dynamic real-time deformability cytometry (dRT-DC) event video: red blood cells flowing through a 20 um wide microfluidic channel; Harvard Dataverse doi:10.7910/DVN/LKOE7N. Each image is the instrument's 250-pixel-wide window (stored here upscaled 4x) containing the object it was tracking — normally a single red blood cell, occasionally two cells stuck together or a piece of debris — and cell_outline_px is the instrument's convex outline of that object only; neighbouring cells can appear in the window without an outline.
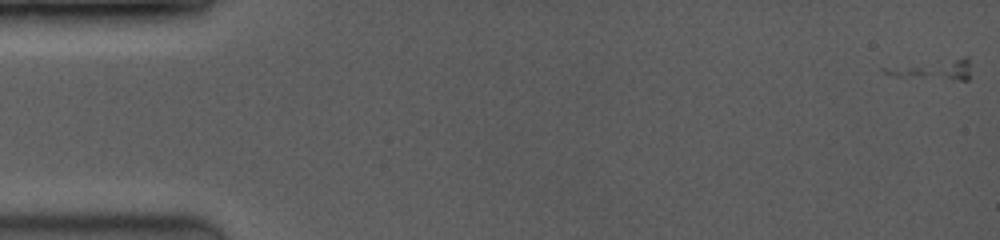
{"species": "common noctule bat (a hibernating species)", "species_latin": "Nyctalus noctula", "temperature_condition": "room temperature", "stored_images_in_passage": 2, "camera_frame_rate_fps": 3500, "um_per_image_px": 0.085, "animal": {"sex": "female", "body_mass_g": 19.0, "forearm_length_mm": 53.3}, "frame": {"image": 1, "passage_image": 2, "time_ms": 0.286, "image_size_px": [1000, 240], "cell_outline_px": [[968, 80], [960, 80], [892, 76], [884, 72], [880, 68], [964, 56], [968, 56]], "centroid_in_image_um": [79.32, 5.9], "position_along_channel_um": 5.7, "area_um2": 10.0}}